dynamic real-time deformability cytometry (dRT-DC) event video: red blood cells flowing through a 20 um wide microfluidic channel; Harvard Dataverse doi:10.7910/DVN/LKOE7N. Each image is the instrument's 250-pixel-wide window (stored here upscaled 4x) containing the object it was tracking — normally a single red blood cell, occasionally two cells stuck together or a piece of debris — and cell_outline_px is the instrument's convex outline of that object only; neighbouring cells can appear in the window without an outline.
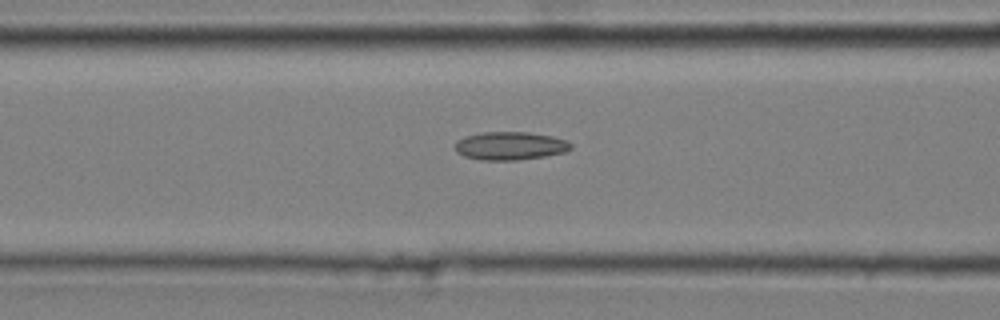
{"species": "common noctule bat (a hibernating species)", "species_latin": "Nyctalus noctula", "temperature_condition": "cold", "stored_images_in_passage": 39, "camera_frame_rate_fps": 3000, "um_per_image_px": 0.085, "animal": {"sex": "male", "body_mass_g": 20.4}, "frame": {"image": 1, "passage_image": 16, "time_ms": 5.0, "image_size_px": [1000, 320], "cell_outline_px": [[572, 148], [564, 152], [544, 156], [516, 160], [480, 160], [464, 156], [456, 152], [456, 140], [464, 136], [484, 132], [528, 132], [552, 136], [568, 140], [572, 144]], "centroid_in_image_um": [43.36, 12.39], "position_along_channel_um": 123.2, "area_um2": 19.07}}
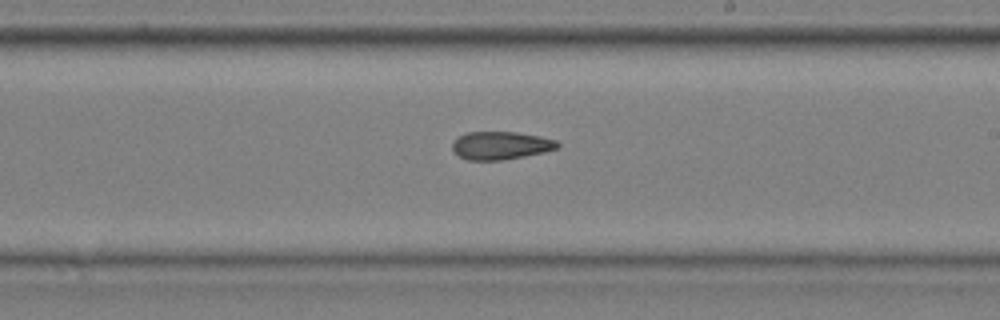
{"frame": {"image": 2, "passage_image": 26, "time_ms": 8.333, "image_size_px": [1000, 320], "cell_outline_px": [[560, 148], [544, 152], [504, 160], [468, 160], [460, 156], [452, 148], [452, 144], [460, 136], [468, 132], [516, 132], [540, 136], [556, 140], [560, 144]], "centroid_in_image_um": [42.61, 12.37], "position_along_channel_um": 246.4, "area_um2": 17.05}}
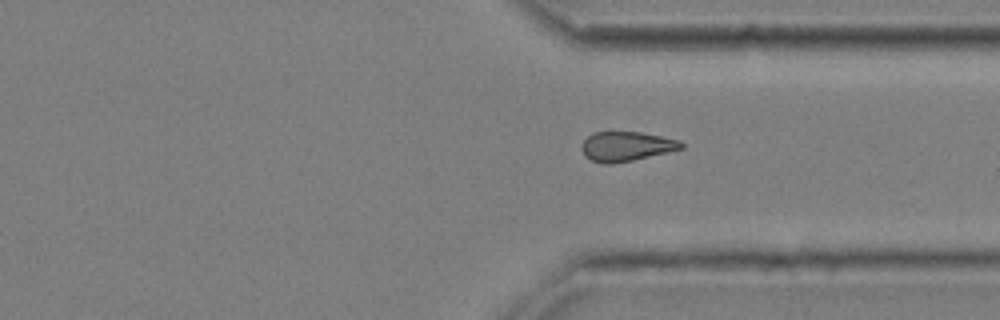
{"frame": {"image": 3, "passage_image": 35, "time_ms": 11.333, "image_size_px": [1000, 320], "cell_outline_px": [[684, 148], [668, 152], [632, 160], [608, 164], [604, 164], [592, 160], [584, 156], [580, 148], [580, 144], [592, 132], [640, 132], [680, 140], [684, 144]], "centroid_in_image_um": [53.21, 12.43], "position_along_channel_um": 358.2, "area_um2": 17.17}}